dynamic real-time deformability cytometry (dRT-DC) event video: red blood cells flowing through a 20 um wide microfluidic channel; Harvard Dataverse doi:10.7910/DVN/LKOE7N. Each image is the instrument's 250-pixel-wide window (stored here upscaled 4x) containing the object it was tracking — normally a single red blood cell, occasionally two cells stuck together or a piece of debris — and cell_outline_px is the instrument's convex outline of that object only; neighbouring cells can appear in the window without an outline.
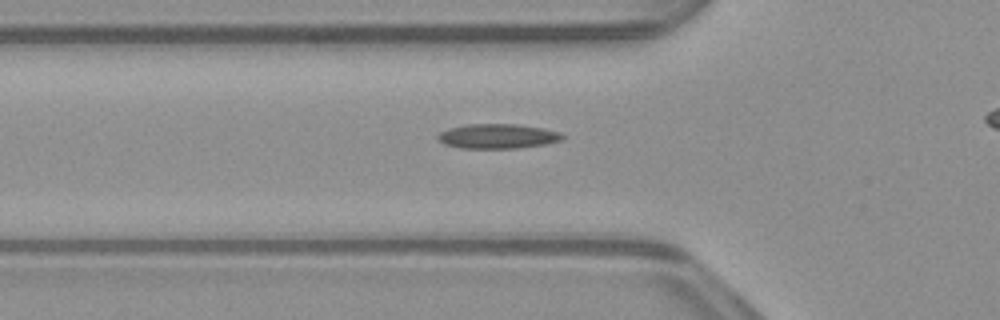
{"species": "common noctule bat (a hibernating species)", "species_latin": "Nyctalus noctula", "temperature_condition": "warm", "stored_images_in_passage": 35, "camera_frame_rate_fps": 3000, "um_per_image_px": 0.085, "animal": {"sex": "male", "body_mass_g": 23.1, "forearm_length_mm": 52.7}, "frame": {"image": 1, "passage_image": 8, "time_ms": 2.333, "image_size_px": [1000, 320], "cell_outline_px": [[564, 140], [544, 144], [520, 148], [460, 148], [444, 144], [436, 136], [440, 132], [448, 128], [468, 124], [516, 124], [544, 128], [560, 132], [564, 136]], "centroid_in_image_um": [42.32, 11.58], "position_along_channel_um": 83.5, "area_um2": 17.98}}
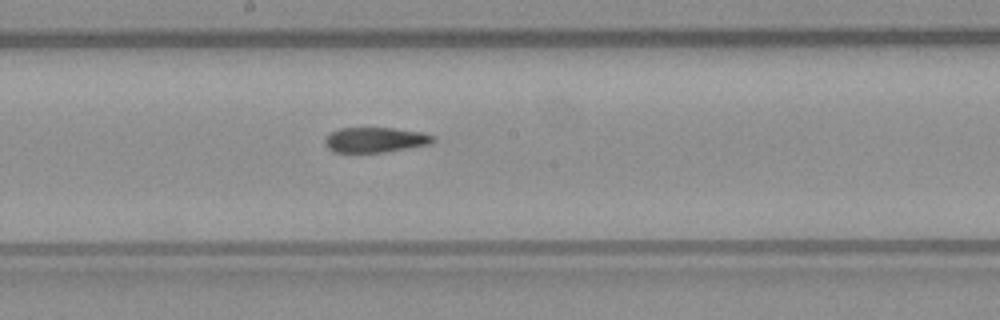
{"frame": {"image": 2, "passage_image": 18, "time_ms": 5.667, "image_size_px": [1000, 320], "cell_outline_px": [[436, 140], [432, 144], [384, 152], [332, 152], [324, 144], [324, 140], [332, 132], [340, 128], [396, 128], [424, 132], [436, 136]], "centroid_in_image_um": [31.96, 11.88], "position_along_channel_um": 216.2, "area_um2": 16.01}}
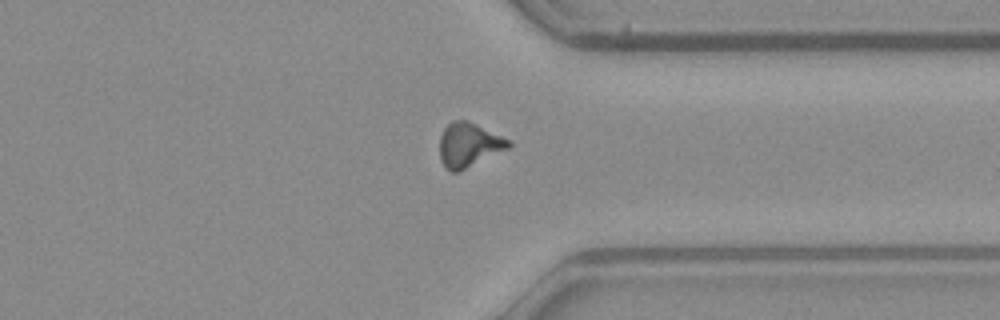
{"frame": {"image": 3, "passage_image": 30, "time_ms": 9.667, "image_size_px": [1000, 320], "cell_outline_px": [[512, 144], [508, 148], [460, 172], [452, 172], [444, 164], [440, 156], [440, 136], [444, 128], [452, 120], [468, 120], [508, 140]], "centroid_in_image_um": [39.82, 12.32], "position_along_channel_um": 371.6, "area_um2": 17.46}}